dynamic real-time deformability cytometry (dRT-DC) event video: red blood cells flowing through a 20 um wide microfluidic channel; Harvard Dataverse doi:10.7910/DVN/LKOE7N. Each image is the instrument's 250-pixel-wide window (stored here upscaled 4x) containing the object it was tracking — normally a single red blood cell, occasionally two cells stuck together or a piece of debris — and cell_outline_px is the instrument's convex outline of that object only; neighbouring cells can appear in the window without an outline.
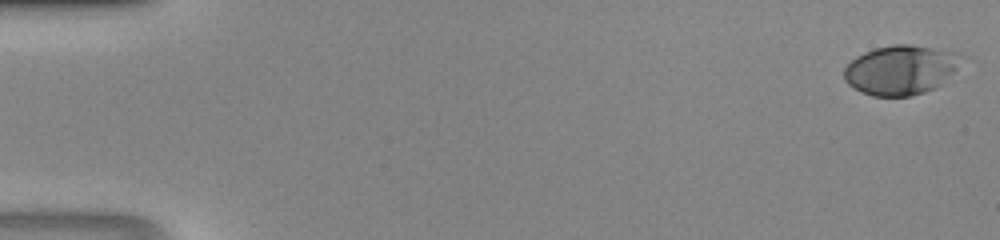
{"species": "human", "species_latin": "Homo sapiens", "temperature_condition": "room temperature", "stored_images_in_passage": 47, "camera_frame_rate_fps": 3000, "um_per_image_px": 0.085, "donor": {"sex": "male"}, "frame": {"image": 1, "passage_image": 1, "time_ms": 0.0, "image_size_px": [1000, 240], "cell_outline_px": [[968, 56], [936, 88], [924, 92], [908, 96], [872, 96], [860, 92], [848, 84], [844, 80], [844, 68], [856, 56], [864, 52], [876, 48], [892, 44], [908, 44], [960, 52]], "centroid_in_image_um": [76.58, 5.93], "position_along_channel_um": 8.4, "area_um2": 34.04}}
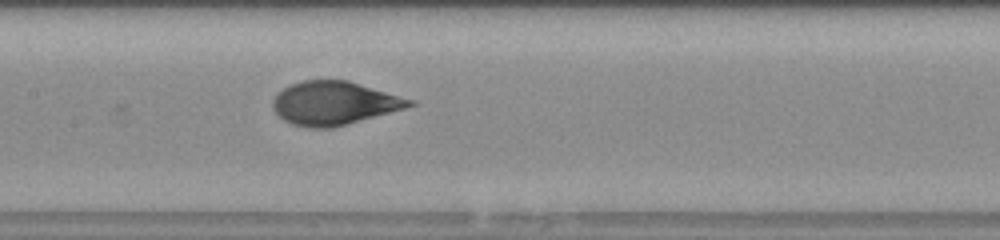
{"frame": {"image": 2, "passage_image": 24, "time_ms": 7.667, "image_size_px": [1000, 240], "cell_outline_px": [[416, 104], [404, 108], [332, 128], [312, 128], [292, 124], [284, 120], [272, 108], [272, 100], [276, 92], [300, 80], [348, 80], [416, 100]], "centroid_in_image_um": [28.39, 8.75], "position_along_channel_um": 179.0, "area_um2": 34.56}}
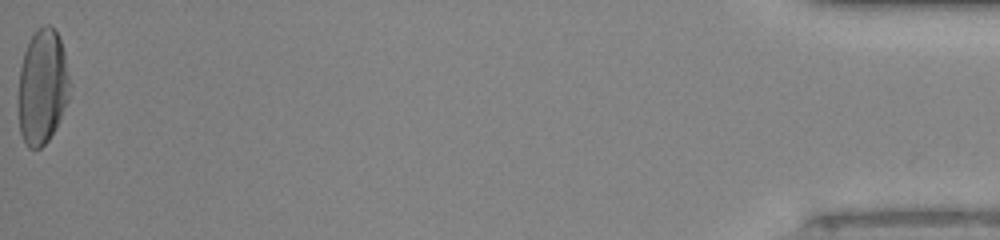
{"frame": {"image": 3, "passage_image": 47, "time_ms": 15.333, "image_size_px": [1000, 240], "cell_outline_px": [[68, 100], [56, 128], [48, 140], [40, 148], [28, 148], [24, 144], [20, 132], [16, 100], [20, 68], [24, 52], [36, 28], [44, 24], [48, 24], [56, 32], [60, 40], [64, 52], [68, 76]], "centroid_in_image_um": [3.55, 7.42], "position_along_channel_um": 431.7, "area_um2": 34.68}}